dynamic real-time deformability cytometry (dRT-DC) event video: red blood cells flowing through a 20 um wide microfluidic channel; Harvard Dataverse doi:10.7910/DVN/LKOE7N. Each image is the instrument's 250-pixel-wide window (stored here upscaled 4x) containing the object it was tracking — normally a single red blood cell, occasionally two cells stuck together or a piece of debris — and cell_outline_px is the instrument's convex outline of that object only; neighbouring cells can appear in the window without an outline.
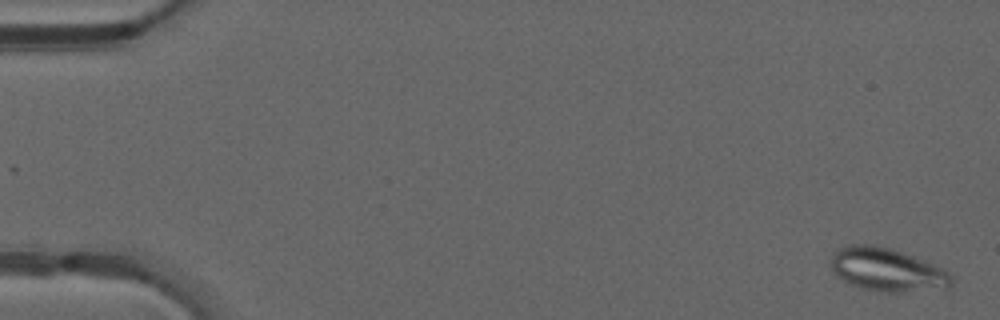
{"species": "common noctule bat (a hibernating species)", "species_latin": "Nyctalus noctula", "temperature_condition": "warm", "stored_images_in_passage": 49, "camera_frame_rate_fps": 3000, "um_per_image_px": 0.085, "animal": {"sex": "male", "forearm_length_mm": 52.5}, "frame": {"image": 1, "passage_image": 2, "time_ms": 0.333, "image_size_px": [1000, 320], "cell_outline_px": [[956, 280], [948, 288], [900, 292], [884, 292], [864, 288], [852, 284], [836, 276], [832, 268], [828, 256], [832, 252], [848, 244], [872, 244], [892, 248], [924, 260], [948, 272]], "centroid_in_image_um": [75.38, 22.91], "position_along_channel_um": 9.6, "area_um2": 30.58}}
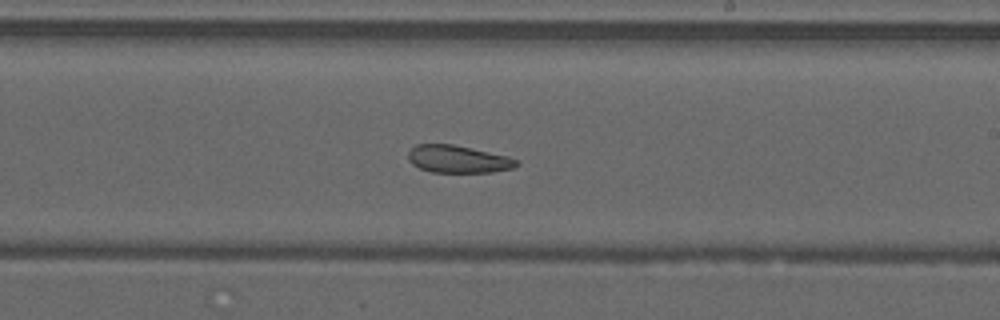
{"frame": {"image": 2, "passage_image": 30, "time_ms": 9.667, "image_size_px": [1000, 320], "cell_outline_px": [[520, 164], [512, 168], [492, 172], [432, 172], [420, 168], [412, 164], [408, 160], [408, 152], [416, 144], [452, 144], [508, 156], [520, 160]], "centroid_in_image_um": [38.95, 13.52], "position_along_channel_um": 250.1, "area_um2": 17.34}}
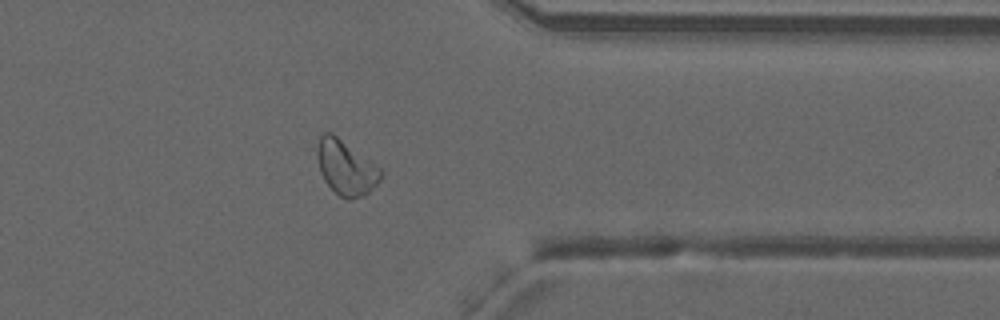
{"frame": {"image": 3, "passage_image": 40, "time_ms": 13.0, "image_size_px": [1000, 320], "cell_outline_px": [[384, 172], [380, 180], [364, 196], [348, 200], [340, 196], [324, 180], [320, 172], [316, 156], [316, 148], [320, 136], [324, 132], [332, 132], [380, 168]], "centroid_in_image_um": [29.38, 14.24], "position_along_channel_um": 382.0, "area_um2": 20.17}, "authors_computed_cell_mechanics": {"area_um2": 22.3686, "velocity_mm_per_s": 4.2219, "shape_relaxation_time_tau1_ms": null, "shape_relaxation_time_tau2_ms": 3.8898, "deformation_change_tau1": null, "deformation_change_tau2": 0.1053}}